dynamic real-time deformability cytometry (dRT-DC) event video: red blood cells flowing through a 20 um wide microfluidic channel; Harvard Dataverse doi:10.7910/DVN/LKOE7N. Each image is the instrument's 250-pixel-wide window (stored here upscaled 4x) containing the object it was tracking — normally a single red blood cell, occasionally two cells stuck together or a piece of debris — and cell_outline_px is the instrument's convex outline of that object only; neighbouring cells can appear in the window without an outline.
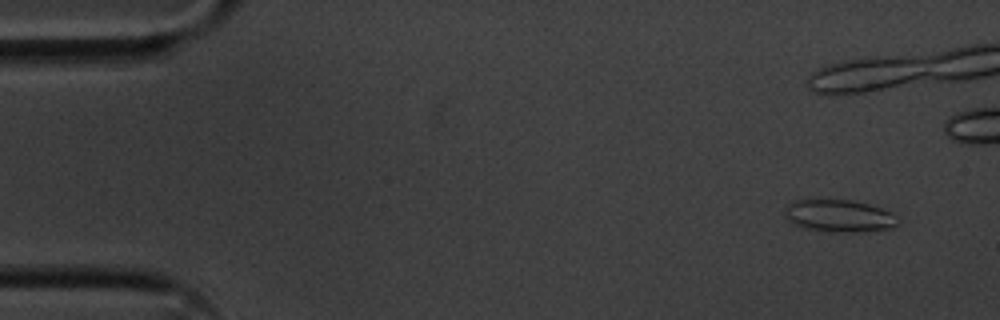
{"species": "common noctule bat (a hibernating species)", "species_latin": "Nyctalus noctula", "temperature_condition": "cold", "stored_images_in_passage": 47, "camera_frame_rate_fps": 3000, "um_per_image_px": 0.085, "animal": {"sex": "male", "body_mass_g": 20.1, "forearm_length_mm": 53.5}, "frame": {"image": 1, "passage_image": 1, "time_ms": 0.0, "image_size_px": [1000, 320], "cell_outline_px": [[896, 224], [892, 228], [856, 232], [832, 232], [804, 228], [792, 224], [784, 220], [784, 212], [788, 204], [792, 200], [852, 200], [868, 204], [892, 212], [896, 216]], "centroid_in_image_um": [71.25, 18.35], "position_along_channel_um": 13.7, "area_um2": 21.39}}
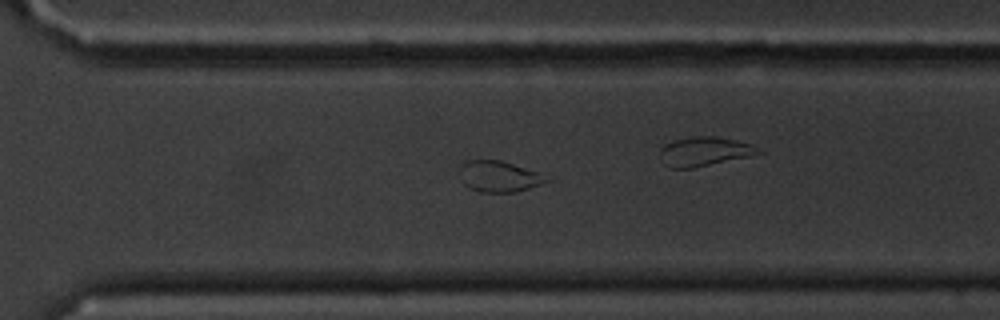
{"frame": {"image": 2, "passage_image": 36, "time_ms": 11.667, "image_size_px": [1000, 320], "cell_outline_px": [[556, 180], [516, 192], [480, 192], [464, 184], [460, 168], [460, 164], [464, 160], [500, 160], [536, 172]], "centroid_in_image_um": [42.46, 15.0], "position_along_channel_um": 328.1, "area_um2": 15.61}}
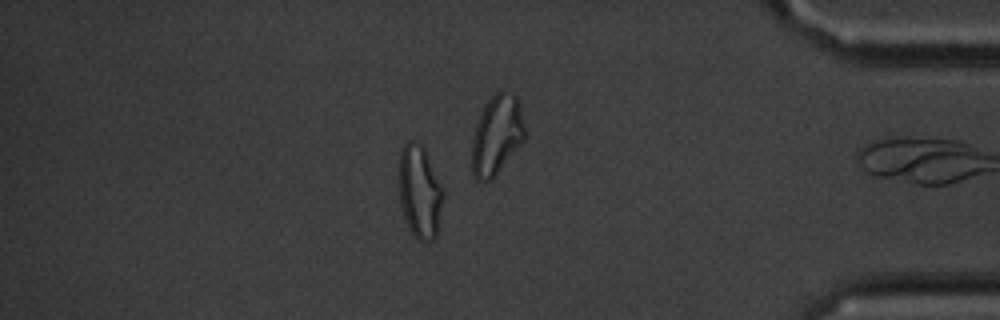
{"frame": {"image": 3, "passage_image": 45, "time_ms": 14.667, "image_size_px": [1000, 320], "cell_outline_px": [[444, 200], [436, 236], [432, 240], [420, 240], [412, 232], [404, 216], [400, 204], [400, 152], [404, 144], [408, 140], [416, 140], [424, 148], [444, 188]], "centroid_in_image_um": [35.71, 16.26], "position_along_channel_um": 399.5, "area_um2": 23.87}}